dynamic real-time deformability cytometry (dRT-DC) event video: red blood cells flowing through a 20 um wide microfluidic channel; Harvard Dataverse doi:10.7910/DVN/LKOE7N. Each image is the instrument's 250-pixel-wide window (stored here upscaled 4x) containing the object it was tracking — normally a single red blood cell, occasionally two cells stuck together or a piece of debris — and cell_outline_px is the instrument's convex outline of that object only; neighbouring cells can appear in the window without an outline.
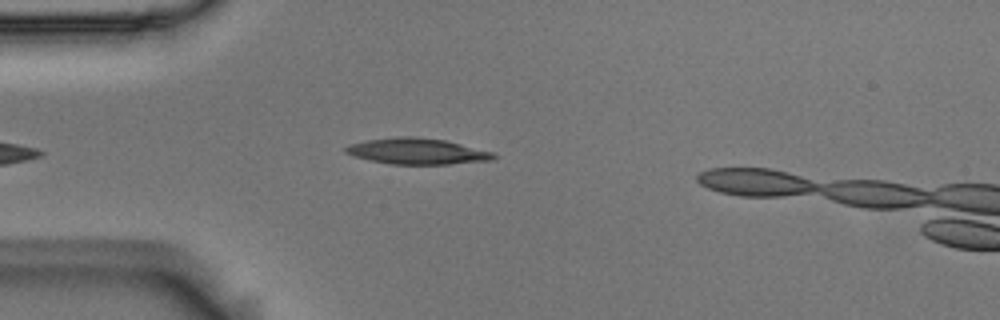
{"species": "Egyptian fruit bat (a non-hibernating species)", "species_latin": "Rousettus aegyptiacus", "temperature_condition": "room temperature", "stored_images_in_passage": 31, "camera_frame_rate_fps": 3000, "um_per_image_px": 0.085, "animal": {"sex": "male"}, "frame": {"image": 1, "passage_image": 2, "time_ms": 0.333, "image_size_px": [1000, 320], "cell_outline_px": [[500, 156], [492, 160], [448, 164], [392, 164], [368, 160], [344, 152], [344, 148], [348, 144], [368, 140], [396, 136], [412, 136], [444, 140], [492, 152]], "centroid_in_image_um": [35.44, 12.86], "position_along_channel_um": 49.6, "area_um2": 22.31}}
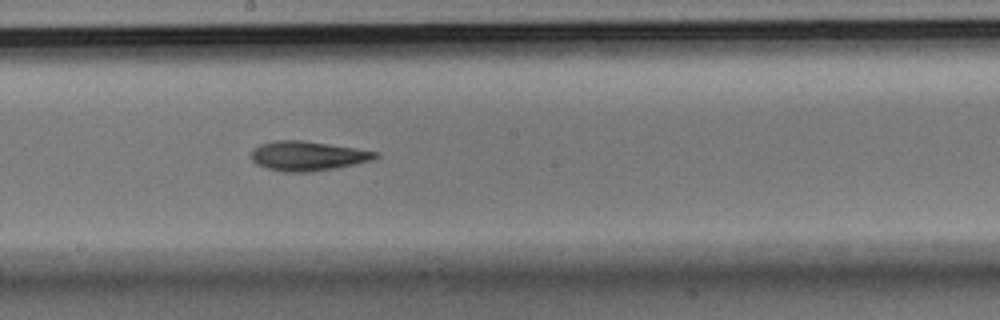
{"frame": {"image": 2, "passage_image": 17, "time_ms": 5.333, "image_size_px": [1000, 320], "cell_outline_px": [[380, 156], [372, 160], [356, 164], [336, 168], [312, 172], [284, 172], [268, 168], [256, 164], [252, 160], [252, 148], [260, 144], [272, 140], [304, 140], [356, 148], [380, 152]], "centroid_in_image_um": [26.17, 13.25], "position_along_channel_um": 222.0, "area_um2": 21.62}}
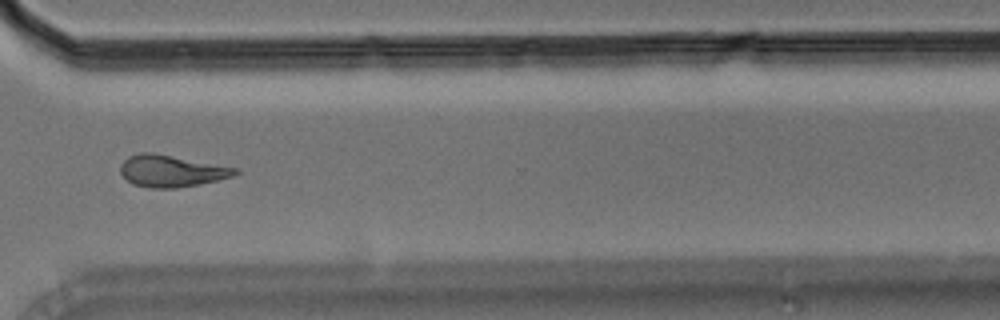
{"frame": {"image": 3, "passage_image": 28, "time_ms": 9.0, "image_size_px": [1000, 320], "cell_outline_px": [[240, 172], [236, 176], [176, 188], [148, 188], [132, 184], [120, 172], [120, 164], [128, 156], [140, 152], [152, 152], [240, 168]], "centroid_in_image_um": [14.58, 14.52], "position_along_channel_um": 356.0, "area_um2": 21.39}, "authors_computed_cell_mechanics": {"area_um2": 20.6924, "velocity_mm_per_s": 3.6622, "shape_relaxation_time_tau1_ms": 9.2016, "shape_relaxation_time_tau2_ms": 4.658, "deformation_change_tau1": 0.2282, "deformation_change_tau2": 0.1303}}